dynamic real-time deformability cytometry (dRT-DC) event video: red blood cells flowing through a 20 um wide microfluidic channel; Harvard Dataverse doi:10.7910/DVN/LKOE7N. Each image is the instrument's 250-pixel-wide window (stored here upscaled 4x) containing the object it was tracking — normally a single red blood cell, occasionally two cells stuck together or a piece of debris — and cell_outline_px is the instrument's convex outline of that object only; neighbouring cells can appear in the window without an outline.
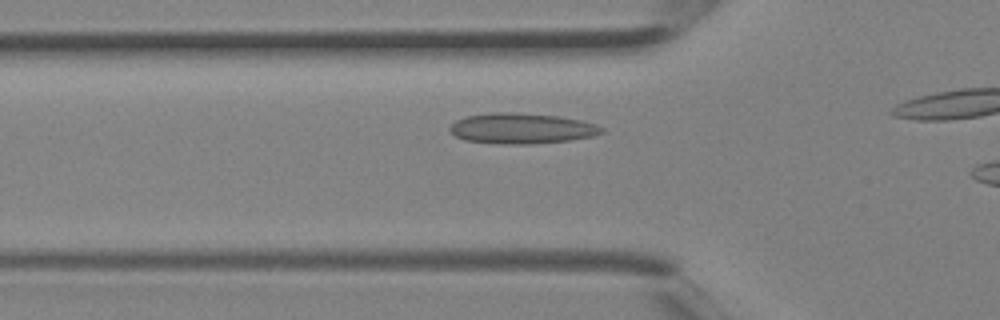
{"species": "Egyptian fruit bat (a non-hibernating species)", "species_latin": "Rousettus aegyptiacus", "temperature_condition": "room temperature", "stored_images_in_passage": 5, "camera_frame_rate_fps": 3000, "um_per_image_px": 0.085, "animal": {"sex": "female"}, "frame": {"image": 1, "passage_image": 4, "time_ms": 1.0, "image_size_px": [1000, 320], "cell_outline_px": [[604, 132], [592, 136], [568, 140], [532, 144], [504, 144], [464, 140], [456, 136], [448, 128], [456, 120], [464, 116], [492, 112], [512, 112], [560, 116], [580, 120], [596, 124], [604, 128]], "centroid_in_image_um": [44.33, 10.91], "position_along_channel_um": 81.5, "area_um2": 27.05}}